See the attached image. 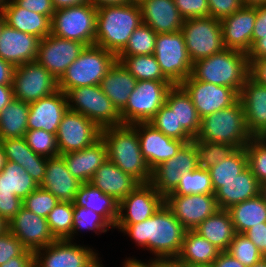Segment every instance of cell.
Masks as SVG:
<instances>
[{"label":"cell","mask_w":266,"mask_h":267,"mask_svg":"<svg viewBox=\"0 0 266 267\" xmlns=\"http://www.w3.org/2000/svg\"><path fill=\"white\" fill-rule=\"evenodd\" d=\"M8 230L30 251H37L57 239L52 234L47 219L22 207L8 221Z\"/></svg>","instance_id":"21"},{"label":"cell","mask_w":266,"mask_h":267,"mask_svg":"<svg viewBox=\"0 0 266 267\" xmlns=\"http://www.w3.org/2000/svg\"><path fill=\"white\" fill-rule=\"evenodd\" d=\"M243 105L246 126L252 137L266 129V86L248 77L239 93Z\"/></svg>","instance_id":"27"},{"label":"cell","mask_w":266,"mask_h":267,"mask_svg":"<svg viewBox=\"0 0 266 267\" xmlns=\"http://www.w3.org/2000/svg\"><path fill=\"white\" fill-rule=\"evenodd\" d=\"M244 234L255 244L266 259V222L252 226Z\"/></svg>","instance_id":"57"},{"label":"cell","mask_w":266,"mask_h":267,"mask_svg":"<svg viewBox=\"0 0 266 267\" xmlns=\"http://www.w3.org/2000/svg\"><path fill=\"white\" fill-rule=\"evenodd\" d=\"M193 230L207 239L221 252L227 251L236 234L231 216L228 210L225 209H218Z\"/></svg>","instance_id":"37"},{"label":"cell","mask_w":266,"mask_h":267,"mask_svg":"<svg viewBox=\"0 0 266 267\" xmlns=\"http://www.w3.org/2000/svg\"><path fill=\"white\" fill-rule=\"evenodd\" d=\"M260 195L266 202V182L263 184H260Z\"/></svg>","instance_id":"72"},{"label":"cell","mask_w":266,"mask_h":267,"mask_svg":"<svg viewBox=\"0 0 266 267\" xmlns=\"http://www.w3.org/2000/svg\"><path fill=\"white\" fill-rule=\"evenodd\" d=\"M153 55L163 75L173 85H180L192 74L193 63L189 58L182 31L157 34Z\"/></svg>","instance_id":"12"},{"label":"cell","mask_w":266,"mask_h":267,"mask_svg":"<svg viewBox=\"0 0 266 267\" xmlns=\"http://www.w3.org/2000/svg\"><path fill=\"white\" fill-rule=\"evenodd\" d=\"M38 187L22 166L6 161L0 173V216L11 220L23 207V200Z\"/></svg>","instance_id":"13"},{"label":"cell","mask_w":266,"mask_h":267,"mask_svg":"<svg viewBox=\"0 0 266 267\" xmlns=\"http://www.w3.org/2000/svg\"><path fill=\"white\" fill-rule=\"evenodd\" d=\"M257 138L261 140L264 144H266V129L262 131Z\"/></svg>","instance_id":"75"},{"label":"cell","mask_w":266,"mask_h":267,"mask_svg":"<svg viewBox=\"0 0 266 267\" xmlns=\"http://www.w3.org/2000/svg\"><path fill=\"white\" fill-rule=\"evenodd\" d=\"M25 250L23 244L9 230L0 235V265L21 255Z\"/></svg>","instance_id":"54"},{"label":"cell","mask_w":266,"mask_h":267,"mask_svg":"<svg viewBox=\"0 0 266 267\" xmlns=\"http://www.w3.org/2000/svg\"><path fill=\"white\" fill-rule=\"evenodd\" d=\"M249 60V77L266 86V59H248Z\"/></svg>","instance_id":"58"},{"label":"cell","mask_w":266,"mask_h":267,"mask_svg":"<svg viewBox=\"0 0 266 267\" xmlns=\"http://www.w3.org/2000/svg\"><path fill=\"white\" fill-rule=\"evenodd\" d=\"M7 161L15 162L40 186L45 177L47 157L34 153L24 137L0 139Z\"/></svg>","instance_id":"31"},{"label":"cell","mask_w":266,"mask_h":267,"mask_svg":"<svg viewBox=\"0 0 266 267\" xmlns=\"http://www.w3.org/2000/svg\"><path fill=\"white\" fill-rule=\"evenodd\" d=\"M90 183L118 202L140 184L108 159L95 171Z\"/></svg>","instance_id":"30"},{"label":"cell","mask_w":266,"mask_h":267,"mask_svg":"<svg viewBox=\"0 0 266 267\" xmlns=\"http://www.w3.org/2000/svg\"><path fill=\"white\" fill-rule=\"evenodd\" d=\"M73 204L74 206L93 210L102 215L113 227L115 226L119 202L94 187L90 182L81 183Z\"/></svg>","instance_id":"38"},{"label":"cell","mask_w":266,"mask_h":267,"mask_svg":"<svg viewBox=\"0 0 266 267\" xmlns=\"http://www.w3.org/2000/svg\"><path fill=\"white\" fill-rule=\"evenodd\" d=\"M164 204V196L150 184H139L119 202L115 224H136L152 215Z\"/></svg>","instance_id":"20"},{"label":"cell","mask_w":266,"mask_h":267,"mask_svg":"<svg viewBox=\"0 0 266 267\" xmlns=\"http://www.w3.org/2000/svg\"><path fill=\"white\" fill-rule=\"evenodd\" d=\"M157 33L149 26L141 24L134 30L127 45L116 56H136L154 54Z\"/></svg>","instance_id":"46"},{"label":"cell","mask_w":266,"mask_h":267,"mask_svg":"<svg viewBox=\"0 0 266 267\" xmlns=\"http://www.w3.org/2000/svg\"><path fill=\"white\" fill-rule=\"evenodd\" d=\"M128 255V257L126 255L125 259L121 260L122 262L120 264V267H158V265L163 261L152 257H149L147 259H140L135 255Z\"/></svg>","instance_id":"60"},{"label":"cell","mask_w":266,"mask_h":267,"mask_svg":"<svg viewBox=\"0 0 266 267\" xmlns=\"http://www.w3.org/2000/svg\"><path fill=\"white\" fill-rule=\"evenodd\" d=\"M15 67L0 58V85H12Z\"/></svg>","instance_id":"64"},{"label":"cell","mask_w":266,"mask_h":267,"mask_svg":"<svg viewBox=\"0 0 266 267\" xmlns=\"http://www.w3.org/2000/svg\"><path fill=\"white\" fill-rule=\"evenodd\" d=\"M226 252L239 260L245 267H250L264 258L255 244L245 234L239 233L234 235Z\"/></svg>","instance_id":"49"},{"label":"cell","mask_w":266,"mask_h":267,"mask_svg":"<svg viewBox=\"0 0 266 267\" xmlns=\"http://www.w3.org/2000/svg\"><path fill=\"white\" fill-rule=\"evenodd\" d=\"M211 267H245L239 260L231 256L228 252H220L212 263Z\"/></svg>","instance_id":"63"},{"label":"cell","mask_w":266,"mask_h":267,"mask_svg":"<svg viewBox=\"0 0 266 267\" xmlns=\"http://www.w3.org/2000/svg\"><path fill=\"white\" fill-rule=\"evenodd\" d=\"M97 8L90 2L55 10L51 19V34L94 45Z\"/></svg>","instance_id":"7"},{"label":"cell","mask_w":266,"mask_h":267,"mask_svg":"<svg viewBox=\"0 0 266 267\" xmlns=\"http://www.w3.org/2000/svg\"><path fill=\"white\" fill-rule=\"evenodd\" d=\"M136 83L137 80L116 60L100 82V87L120 113L127 105Z\"/></svg>","instance_id":"33"},{"label":"cell","mask_w":266,"mask_h":267,"mask_svg":"<svg viewBox=\"0 0 266 267\" xmlns=\"http://www.w3.org/2000/svg\"><path fill=\"white\" fill-rule=\"evenodd\" d=\"M143 24L157 34L174 33L182 30L183 17L174 0H136Z\"/></svg>","instance_id":"26"},{"label":"cell","mask_w":266,"mask_h":267,"mask_svg":"<svg viewBox=\"0 0 266 267\" xmlns=\"http://www.w3.org/2000/svg\"><path fill=\"white\" fill-rule=\"evenodd\" d=\"M27 145L34 153L47 158L59 155L56 134L43 129L27 130L24 136Z\"/></svg>","instance_id":"50"},{"label":"cell","mask_w":266,"mask_h":267,"mask_svg":"<svg viewBox=\"0 0 266 267\" xmlns=\"http://www.w3.org/2000/svg\"><path fill=\"white\" fill-rule=\"evenodd\" d=\"M158 267H184V266L180 265L175 260H166V261H162L158 265Z\"/></svg>","instance_id":"69"},{"label":"cell","mask_w":266,"mask_h":267,"mask_svg":"<svg viewBox=\"0 0 266 267\" xmlns=\"http://www.w3.org/2000/svg\"><path fill=\"white\" fill-rule=\"evenodd\" d=\"M210 16L221 20L238 11L243 5L240 0H208Z\"/></svg>","instance_id":"55"},{"label":"cell","mask_w":266,"mask_h":267,"mask_svg":"<svg viewBox=\"0 0 266 267\" xmlns=\"http://www.w3.org/2000/svg\"><path fill=\"white\" fill-rule=\"evenodd\" d=\"M73 219V230L71 236L67 239L69 241H81L80 238H85L83 236L88 233L99 238L110 230L111 233L115 231L114 227L102 215L91 209L74 206Z\"/></svg>","instance_id":"41"},{"label":"cell","mask_w":266,"mask_h":267,"mask_svg":"<svg viewBox=\"0 0 266 267\" xmlns=\"http://www.w3.org/2000/svg\"><path fill=\"white\" fill-rule=\"evenodd\" d=\"M8 230V221H6L2 216H0V235Z\"/></svg>","instance_id":"70"},{"label":"cell","mask_w":266,"mask_h":267,"mask_svg":"<svg viewBox=\"0 0 266 267\" xmlns=\"http://www.w3.org/2000/svg\"><path fill=\"white\" fill-rule=\"evenodd\" d=\"M81 182L67 169L62 155L47 158L45 177L40 187L59 201L73 202Z\"/></svg>","instance_id":"28"},{"label":"cell","mask_w":266,"mask_h":267,"mask_svg":"<svg viewBox=\"0 0 266 267\" xmlns=\"http://www.w3.org/2000/svg\"><path fill=\"white\" fill-rule=\"evenodd\" d=\"M148 123L166 136L174 139L184 141L185 143L194 140L183 128H177L175 111H172L166 104L158 110Z\"/></svg>","instance_id":"48"},{"label":"cell","mask_w":266,"mask_h":267,"mask_svg":"<svg viewBox=\"0 0 266 267\" xmlns=\"http://www.w3.org/2000/svg\"><path fill=\"white\" fill-rule=\"evenodd\" d=\"M248 59H266V34H259V40L247 54Z\"/></svg>","instance_id":"62"},{"label":"cell","mask_w":266,"mask_h":267,"mask_svg":"<svg viewBox=\"0 0 266 267\" xmlns=\"http://www.w3.org/2000/svg\"><path fill=\"white\" fill-rule=\"evenodd\" d=\"M180 86L190 96L201 119L232 106L239 99V94L234 89L202 82L192 75L186 78Z\"/></svg>","instance_id":"16"},{"label":"cell","mask_w":266,"mask_h":267,"mask_svg":"<svg viewBox=\"0 0 266 267\" xmlns=\"http://www.w3.org/2000/svg\"><path fill=\"white\" fill-rule=\"evenodd\" d=\"M58 202L59 200L52 193L39 186L23 200V207L38 216L47 218Z\"/></svg>","instance_id":"52"},{"label":"cell","mask_w":266,"mask_h":267,"mask_svg":"<svg viewBox=\"0 0 266 267\" xmlns=\"http://www.w3.org/2000/svg\"><path fill=\"white\" fill-rule=\"evenodd\" d=\"M0 267H34V252L26 249L21 255L9 259Z\"/></svg>","instance_id":"61"},{"label":"cell","mask_w":266,"mask_h":267,"mask_svg":"<svg viewBox=\"0 0 266 267\" xmlns=\"http://www.w3.org/2000/svg\"><path fill=\"white\" fill-rule=\"evenodd\" d=\"M14 99L12 85H0V112Z\"/></svg>","instance_id":"65"},{"label":"cell","mask_w":266,"mask_h":267,"mask_svg":"<svg viewBox=\"0 0 266 267\" xmlns=\"http://www.w3.org/2000/svg\"><path fill=\"white\" fill-rule=\"evenodd\" d=\"M61 155L69 172L81 183H89L95 171L108 159L102 138L82 150Z\"/></svg>","instance_id":"29"},{"label":"cell","mask_w":266,"mask_h":267,"mask_svg":"<svg viewBox=\"0 0 266 267\" xmlns=\"http://www.w3.org/2000/svg\"><path fill=\"white\" fill-rule=\"evenodd\" d=\"M182 34L192 63L225 49L220 20L199 17L184 20Z\"/></svg>","instance_id":"11"},{"label":"cell","mask_w":266,"mask_h":267,"mask_svg":"<svg viewBox=\"0 0 266 267\" xmlns=\"http://www.w3.org/2000/svg\"><path fill=\"white\" fill-rule=\"evenodd\" d=\"M28 116L29 103L14 98L0 112V139L24 137Z\"/></svg>","instance_id":"40"},{"label":"cell","mask_w":266,"mask_h":267,"mask_svg":"<svg viewBox=\"0 0 266 267\" xmlns=\"http://www.w3.org/2000/svg\"><path fill=\"white\" fill-rule=\"evenodd\" d=\"M138 133L140 148L151 171L160 163L172 158L185 144L184 141L166 136L148 122L131 124Z\"/></svg>","instance_id":"22"},{"label":"cell","mask_w":266,"mask_h":267,"mask_svg":"<svg viewBox=\"0 0 266 267\" xmlns=\"http://www.w3.org/2000/svg\"><path fill=\"white\" fill-rule=\"evenodd\" d=\"M10 0H0V9L2 10Z\"/></svg>","instance_id":"77"},{"label":"cell","mask_w":266,"mask_h":267,"mask_svg":"<svg viewBox=\"0 0 266 267\" xmlns=\"http://www.w3.org/2000/svg\"><path fill=\"white\" fill-rule=\"evenodd\" d=\"M236 233L244 234L252 226L266 222V202L259 194L227 209Z\"/></svg>","instance_id":"39"},{"label":"cell","mask_w":266,"mask_h":267,"mask_svg":"<svg viewBox=\"0 0 266 267\" xmlns=\"http://www.w3.org/2000/svg\"><path fill=\"white\" fill-rule=\"evenodd\" d=\"M115 229L124 239L129 238L137 251L163 261L177 258L187 231L165 203L150 218L136 224H115Z\"/></svg>","instance_id":"1"},{"label":"cell","mask_w":266,"mask_h":267,"mask_svg":"<svg viewBox=\"0 0 266 267\" xmlns=\"http://www.w3.org/2000/svg\"><path fill=\"white\" fill-rule=\"evenodd\" d=\"M214 194L209 171L198 167L183 173L178 186L167 195Z\"/></svg>","instance_id":"44"},{"label":"cell","mask_w":266,"mask_h":267,"mask_svg":"<svg viewBox=\"0 0 266 267\" xmlns=\"http://www.w3.org/2000/svg\"><path fill=\"white\" fill-rule=\"evenodd\" d=\"M219 209H229L260 194V183L247 167L234 179L221 183V187L214 193Z\"/></svg>","instance_id":"32"},{"label":"cell","mask_w":266,"mask_h":267,"mask_svg":"<svg viewBox=\"0 0 266 267\" xmlns=\"http://www.w3.org/2000/svg\"><path fill=\"white\" fill-rule=\"evenodd\" d=\"M256 17V6H242L232 15L221 19L224 47L248 54L252 48Z\"/></svg>","instance_id":"23"},{"label":"cell","mask_w":266,"mask_h":267,"mask_svg":"<svg viewBox=\"0 0 266 267\" xmlns=\"http://www.w3.org/2000/svg\"><path fill=\"white\" fill-rule=\"evenodd\" d=\"M4 25H5V16L3 10L0 9V33Z\"/></svg>","instance_id":"73"},{"label":"cell","mask_w":266,"mask_h":267,"mask_svg":"<svg viewBox=\"0 0 266 267\" xmlns=\"http://www.w3.org/2000/svg\"><path fill=\"white\" fill-rule=\"evenodd\" d=\"M240 1L243 6H251V7L266 4V0H240Z\"/></svg>","instance_id":"68"},{"label":"cell","mask_w":266,"mask_h":267,"mask_svg":"<svg viewBox=\"0 0 266 267\" xmlns=\"http://www.w3.org/2000/svg\"><path fill=\"white\" fill-rule=\"evenodd\" d=\"M40 40L5 23L0 33V58L14 67L35 61Z\"/></svg>","instance_id":"25"},{"label":"cell","mask_w":266,"mask_h":267,"mask_svg":"<svg viewBox=\"0 0 266 267\" xmlns=\"http://www.w3.org/2000/svg\"><path fill=\"white\" fill-rule=\"evenodd\" d=\"M142 22L136 0L121 5L97 7L94 44L117 55Z\"/></svg>","instance_id":"2"},{"label":"cell","mask_w":266,"mask_h":267,"mask_svg":"<svg viewBox=\"0 0 266 267\" xmlns=\"http://www.w3.org/2000/svg\"><path fill=\"white\" fill-rule=\"evenodd\" d=\"M196 142L198 167L209 169L232 154L236 148L232 145L210 141Z\"/></svg>","instance_id":"47"},{"label":"cell","mask_w":266,"mask_h":267,"mask_svg":"<svg viewBox=\"0 0 266 267\" xmlns=\"http://www.w3.org/2000/svg\"><path fill=\"white\" fill-rule=\"evenodd\" d=\"M67 110V96L60 89L51 95L29 103L28 130L43 129L56 134Z\"/></svg>","instance_id":"24"},{"label":"cell","mask_w":266,"mask_h":267,"mask_svg":"<svg viewBox=\"0 0 266 267\" xmlns=\"http://www.w3.org/2000/svg\"><path fill=\"white\" fill-rule=\"evenodd\" d=\"M198 168L196 142L185 143L175 156L160 163L152 170L150 184L164 197L179 184L183 173Z\"/></svg>","instance_id":"17"},{"label":"cell","mask_w":266,"mask_h":267,"mask_svg":"<svg viewBox=\"0 0 266 267\" xmlns=\"http://www.w3.org/2000/svg\"><path fill=\"white\" fill-rule=\"evenodd\" d=\"M85 47L83 43L50 33L40 40L36 61L59 80Z\"/></svg>","instance_id":"18"},{"label":"cell","mask_w":266,"mask_h":267,"mask_svg":"<svg viewBox=\"0 0 266 267\" xmlns=\"http://www.w3.org/2000/svg\"><path fill=\"white\" fill-rule=\"evenodd\" d=\"M191 75L202 82L230 87L239 94L249 77V60L245 52L225 48L194 62Z\"/></svg>","instance_id":"4"},{"label":"cell","mask_w":266,"mask_h":267,"mask_svg":"<svg viewBox=\"0 0 266 267\" xmlns=\"http://www.w3.org/2000/svg\"><path fill=\"white\" fill-rule=\"evenodd\" d=\"M184 267H211V266H184Z\"/></svg>","instance_id":"78"},{"label":"cell","mask_w":266,"mask_h":267,"mask_svg":"<svg viewBox=\"0 0 266 267\" xmlns=\"http://www.w3.org/2000/svg\"><path fill=\"white\" fill-rule=\"evenodd\" d=\"M220 252L196 231L187 230L175 261L182 266H211Z\"/></svg>","instance_id":"35"},{"label":"cell","mask_w":266,"mask_h":267,"mask_svg":"<svg viewBox=\"0 0 266 267\" xmlns=\"http://www.w3.org/2000/svg\"><path fill=\"white\" fill-rule=\"evenodd\" d=\"M86 2H89V0H52L55 10L80 5Z\"/></svg>","instance_id":"66"},{"label":"cell","mask_w":266,"mask_h":267,"mask_svg":"<svg viewBox=\"0 0 266 267\" xmlns=\"http://www.w3.org/2000/svg\"><path fill=\"white\" fill-rule=\"evenodd\" d=\"M6 156L4 154V151H3V148L2 146L0 145V173L1 171L3 170L5 164H6Z\"/></svg>","instance_id":"71"},{"label":"cell","mask_w":266,"mask_h":267,"mask_svg":"<svg viewBox=\"0 0 266 267\" xmlns=\"http://www.w3.org/2000/svg\"><path fill=\"white\" fill-rule=\"evenodd\" d=\"M250 267H266V259L263 258L262 260H260L259 262L255 263Z\"/></svg>","instance_id":"74"},{"label":"cell","mask_w":266,"mask_h":267,"mask_svg":"<svg viewBox=\"0 0 266 267\" xmlns=\"http://www.w3.org/2000/svg\"><path fill=\"white\" fill-rule=\"evenodd\" d=\"M117 56L97 45L86 46L58 80L65 94L72 88L100 85Z\"/></svg>","instance_id":"6"},{"label":"cell","mask_w":266,"mask_h":267,"mask_svg":"<svg viewBox=\"0 0 266 267\" xmlns=\"http://www.w3.org/2000/svg\"><path fill=\"white\" fill-rule=\"evenodd\" d=\"M19 7L40 13L52 19L55 12L52 0H13Z\"/></svg>","instance_id":"56"},{"label":"cell","mask_w":266,"mask_h":267,"mask_svg":"<svg viewBox=\"0 0 266 267\" xmlns=\"http://www.w3.org/2000/svg\"><path fill=\"white\" fill-rule=\"evenodd\" d=\"M252 138L247 130L243 105L238 99L232 106L203 117L194 140L225 143L239 149Z\"/></svg>","instance_id":"5"},{"label":"cell","mask_w":266,"mask_h":267,"mask_svg":"<svg viewBox=\"0 0 266 267\" xmlns=\"http://www.w3.org/2000/svg\"><path fill=\"white\" fill-rule=\"evenodd\" d=\"M164 203L186 230L195 229L219 209L215 194L166 195Z\"/></svg>","instance_id":"19"},{"label":"cell","mask_w":266,"mask_h":267,"mask_svg":"<svg viewBox=\"0 0 266 267\" xmlns=\"http://www.w3.org/2000/svg\"><path fill=\"white\" fill-rule=\"evenodd\" d=\"M15 99L31 103L59 90L58 80L36 60L15 67L12 81Z\"/></svg>","instance_id":"14"},{"label":"cell","mask_w":266,"mask_h":267,"mask_svg":"<svg viewBox=\"0 0 266 267\" xmlns=\"http://www.w3.org/2000/svg\"><path fill=\"white\" fill-rule=\"evenodd\" d=\"M256 15L252 33V46L259 40V34H266V4L256 6Z\"/></svg>","instance_id":"59"},{"label":"cell","mask_w":266,"mask_h":267,"mask_svg":"<svg viewBox=\"0 0 266 267\" xmlns=\"http://www.w3.org/2000/svg\"><path fill=\"white\" fill-rule=\"evenodd\" d=\"M179 13L184 20L208 17L210 9L208 0H174Z\"/></svg>","instance_id":"53"},{"label":"cell","mask_w":266,"mask_h":267,"mask_svg":"<svg viewBox=\"0 0 266 267\" xmlns=\"http://www.w3.org/2000/svg\"><path fill=\"white\" fill-rule=\"evenodd\" d=\"M101 138L107 147L108 160L140 184L151 182L152 171L143 158L138 133L131 124L105 127Z\"/></svg>","instance_id":"3"},{"label":"cell","mask_w":266,"mask_h":267,"mask_svg":"<svg viewBox=\"0 0 266 267\" xmlns=\"http://www.w3.org/2000/svg\"><path fill=\"white\" fill-rule=\"evenodd\" d=\"M81 241L56 240L34 252V267H94L102 258L98 248Z\"/></svg>","instance_id":"8"},{"label":"cell","mask_w":266,"mask_h":267,"mask_svg":"<svg viewBox=\"0 0 266 267\" xmlns=\"http://www.w3.org/2000/svg\"><path fill=\"white\" fill-rule=\"evenodd\" d=\"M248 167L245 148L236 149L227 158L207 169L210 174L214 193L221 187V183L228 182Z\"/></svg>","instance_id":"42"},{"label":"cell","mask_w":266,"mask_h":267,"mask_svg":"<svg viewBox=\"0 0 266 267\" xmlns=\"http://www.w3.org/2000/svg\"><path fill=\"white\" fill-rule=\"evenodd\" d=\"M104 259H103V255L102 258L96 263V265L94 267H106L107 264L103 263Z\"/></svg>","instance_id":"76"},{"label":"cell","mask_w":266,"mask_h":267,"mask_svg":"<svg viewBox=\"0 0 266 267\" xmlns=\"http://www.w3.org/2000/svg\"><path fill=\"white\" fill-rule=\"evenodd\" d=\"M248 167L260 184L266 182V144L253 137L246 145Z\"/></svg>","instance_id":"51"},{"label":"cell","mask_w":266,"mask_h":267,"mask_svg":"<svg viewBox=\"0 0 266 267\" xmlns=\"http://www.w3.org/2000/svg\"><path fill=\"white\" fill-rule=\"evenodd\" d=\"M165 104L175 111L177 128H183L193 139L199 133L201 118L187 92L180 85L168 91Z\"/></svg>","instance_id":"36"},{"label":"cell","mask_w":266,"mask_h":267,"mask_svg":"<svg viewBox=\"0 0 266 267\" xmlns=\"http://www.w3.org/2000/svg\"><path fill=\"white\" fill-rule=\"evenodd\" d=\"M172 87L170 81H137L127 105L120 112L122 124L148 122L165 104Z\"/></svg>","instance_id":"10"},{"label":"cell","mask_w":266,"mask_h":267,"mask_svg":"<svg viewBox=\"0 0 266 267\" xmlns=\"http://www.w3.org/2000/svg\"><path fill=\"white\" fill-rule=\"evenodd\" d=\"M73 202L59 201L47 216L49 228L57 240L68 239L73 230Z\"/></svg>","instance_id":"45"},{"label":"cell","mask_w":266,"mask_h":267,"mask_svg":"<svg viewBox=\"0 0 266 267\" xmlns=\"http://www.w3.org/2000/svg\"><path fill=\"white\" fill-rule=\"evenodd\" d=\"M117 60L137 80L169 81L162 73L156 57L150 55L117 56Z\"/></svg>","instance_id":"43"},{"label":"cell","mask_w":266,"mask_h":267,"mask_svg":"<svg viewBox=\"0 0 266 267\" xmlns=\"http://www.w3.org/2000/svg\"><path fill=\"white\" fill-rule=\"evenodd\" d=\"M134 0H89L96 8L106 5H121L129 2H133Z\"/></svg>","instance_id":"67"},{"label":"cell","mask_w":266,"mask_h":267,"mask_svg":"<svg viewBox=\"0 0 266 267\" xmlns=\"http://www.w3.org/2000/svg\"><path fill=\"white\" fill-rule=\"evenodd\" d=\"M66 96L69 110L84 115L101 129L122 125L120 113L100 85L72 88Z\"/></svg>","instance_id":"9"},{"label":"cell","mask_w":266,"mask_h":267,"mask_svg":"<svg viewBox=\"0 0 266 267\" xmlns=\"http://www.w3.org/2000/svg\"><path fill=\"white\" fill-rule=\"evenodd\" d=\"M2 10L5 23L14 29L40 39L51 33V19L48 16L21 8L13 0H10Z\"/></svg>","instance_id":"34"},{"label":"cell","mask_w":266,"mask_h":267,"mask_svg":"<svg viewBox=\"0 0 266 267\" xmlns=\"http://www.w3.org/2000/svg\"><path fill=\"white\" fill-rule=\"evenodd\" d=\"M102 129L84 115L67 110L59 124L56 139L59 154L91 146L101 138Z\"/></svg>","instance_id":"15"}]
</instances>
